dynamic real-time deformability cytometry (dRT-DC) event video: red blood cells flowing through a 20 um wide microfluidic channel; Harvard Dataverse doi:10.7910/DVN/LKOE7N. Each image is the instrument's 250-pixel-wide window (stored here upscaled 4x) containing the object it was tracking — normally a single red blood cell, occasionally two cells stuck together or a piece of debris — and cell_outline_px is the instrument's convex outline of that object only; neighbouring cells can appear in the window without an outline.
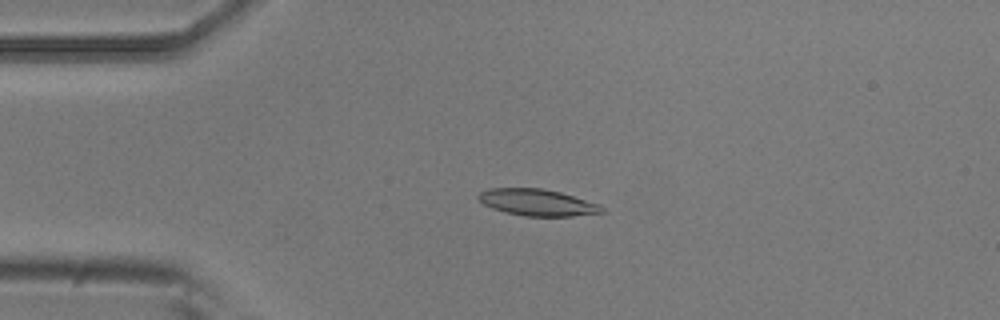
{"species": "common noctule bat (a hibernating species)", "species_latin": "Nyctalus noctula", "temperature_condition": "room temperature", "stored_images_in_passage": 7, "camera_frame_rate_fps": 3000, "um_per_image_px": 0.085, "animal": {"sex": "male", "body_mass_g": 20.5, "forearm_length_mm": 52.5}, "frame": {"image": 1, "passage_image": 4, "time_ms": 1.0, "image_size_px": [1000, 320], "cell_outline_px": [[604, 212], [572, 216], [524, 216], [504, 212], [492, 208], [484, 204], [476, 196], [480, 192], [488, 188], [540, 188], [560, 192], [600, 204], [604, 208]], "centroid_in_image_um": [45.66, 17.21], "position_along_channel_um": 39.3, "area_um2": 19.13}}
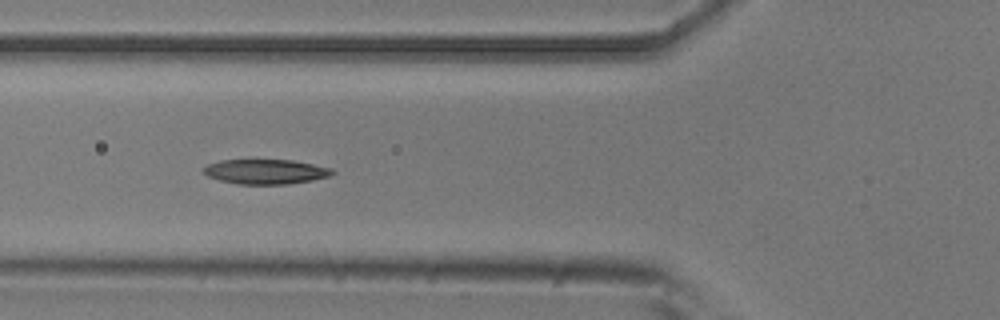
{"frame": {"image": 2, "passage_image": 6, "time_ms": 1.667, "image_size_px": [1000, 320], "cell_outline_px": [[336, 172], [328, 176], [312, 180], [288, 184], [240, 184], [220, 180], [208, 176], [204, 172], [204, 168], [208, 164], [220, 160], [292, 160], [332, 168]], "centroid_in_image_um": [22.6, 14.59], "position_along_channel_um": 103.2, "area_um2": 18.38}}
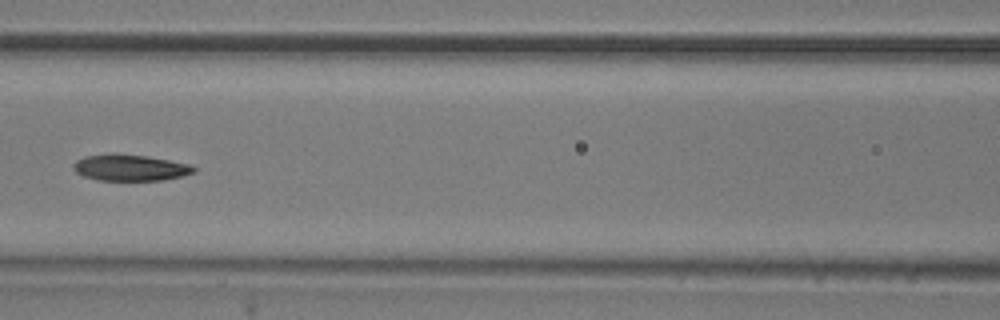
{"frame": {"image": 3, "passage_image": 7, "time_ms": 2.0, "image_size_px": [1000, 320], "cell_outline_px": [[196, 172], [164, 180], [100, 180], [84, 176], [76, 172], [72, 168], [72, 164], [76, 160], [84, 156], [112, 152], [148, 156], [188, 164], [196, 168]], "centroid_in_image_um": [11.01, 14.23], "position_along_channel_um": 155.6, "area_um2": 18.61}}